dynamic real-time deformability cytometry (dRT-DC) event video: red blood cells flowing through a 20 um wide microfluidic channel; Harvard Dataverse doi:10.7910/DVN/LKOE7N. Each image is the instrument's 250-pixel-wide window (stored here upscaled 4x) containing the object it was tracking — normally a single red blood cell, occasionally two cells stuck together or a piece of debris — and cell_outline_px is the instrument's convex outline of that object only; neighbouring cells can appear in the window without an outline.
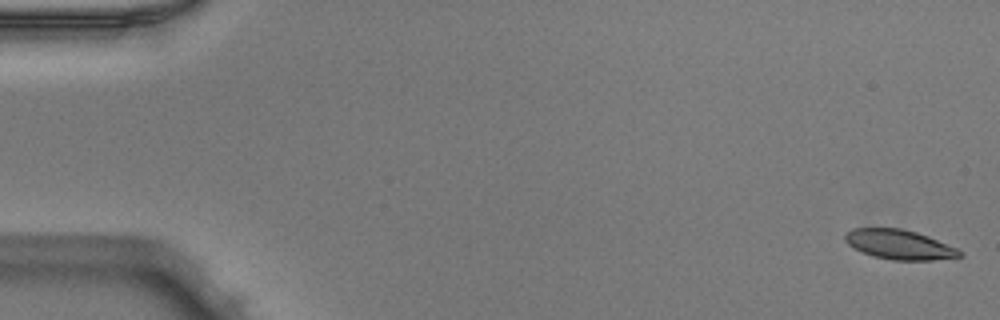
{"species": "Egyptian fruit bat (a non-hibernating species)", "species_latin": "Rousettus aegyptiacus", "temperature_condition": "warm", "stored_images_in_passage": 51, "camera_frame_rate_fps": 3000, "um_per_image_px": 0.085, "animal": {"sex": "male"}, "frame": {"image": 1, "passage_image": 1, "time_ms": 0.0, "image_size_px": [1000, 320], "cell_outline_px": [[964, 256], [956, 260], [892, 260], [872, 256], [848, 244], [844, 240], [844, 232], [852, 228], [900, 228], [916, 232], [928, 236], [956, 248], [964, 252]], "centroid_in_image_um": [76.51, 20.8], "position_along_channel_um": 8.5, "area_um2": 20.11}}
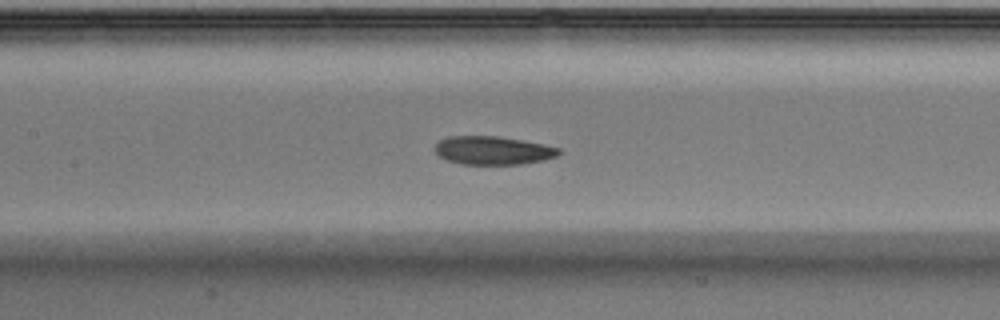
{"frame": {"image": 2, "passage_image": 24, "time_ms": 7.667, "image_size_px": [1000, 320], "cell_outline_px": [[560, 152], [556, 156], [544, 160], [520, 164], [460, 164], [448, 160], [440, 156], [436, 152], [436, 144], [440, 140], [448, 136], [496, 136], [544, 144], [560, 148]], "centroid_in_image_um": [41.9, 12.78], "position_along_channel_um": 165.5, "area_um2": 20.29}}
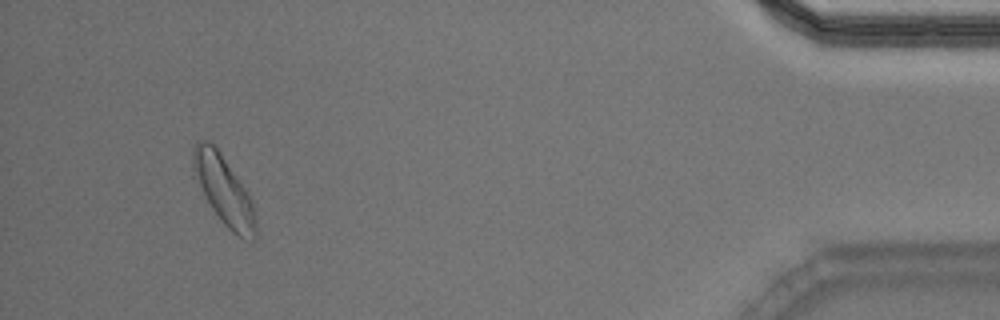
{"frame": {"image": 3, "passage_image": 48, "time_ms": 15.667, "image_size_px": [1000, 320], "cell_outline_px": [[256, 240], [252, 240], [240, 236], [232, 232], [224, 224], [212, 208], [192, 176], [192, 148], [196, 140], [208, 140], [220, 152], [248, 192], [252, 200], [256, 220]], "centroid_in_image_um": [18.99, 16.13], "position_along_channel_um": 416.2, "area_um2": 25.26}, "authors_computed_cell_mechanics": {"area_um2": 21.2126, "velocity_mm_per_s": 3.9579, "shape_relaxation_time_tau1_ms": 6.8817, "shape_relaxation_time_tau2_ms": 3.2111, "deformation_change_tau1": 0.1532, "deformation_change_tau2": 0.0958}}